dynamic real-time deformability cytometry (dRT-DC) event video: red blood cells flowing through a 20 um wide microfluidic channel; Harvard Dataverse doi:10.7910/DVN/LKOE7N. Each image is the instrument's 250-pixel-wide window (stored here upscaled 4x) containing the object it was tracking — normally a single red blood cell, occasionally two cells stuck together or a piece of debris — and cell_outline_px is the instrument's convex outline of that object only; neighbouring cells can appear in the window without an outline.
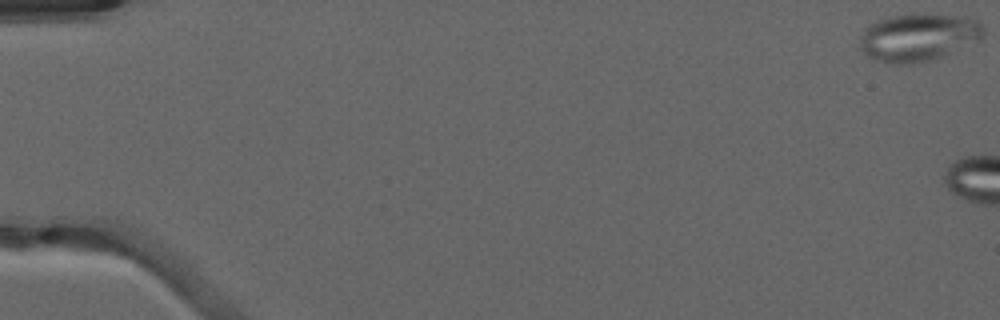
{"species": "common noctule bat (a hibernating species)", "species_latin": "Nyctalus noctula", "temperature_condition": "warm", "stored_images_in_passage": 5, "camera_frame_rate_fps": 3000, "um_per_image_px": 0.085, "animal": {"sex": "male", "forearm_length_mm": 52.5}, "frame": {"image": 1, "passage_image": 1, "time_ms": 0.0, "image_size_px": [1000, 320], "cell_outline_px": [[984, 32], [976, 40], [932, 60], [912, 64], [888, 64], [876, 60], [868, 56], [860, 48], [860, 36], [872, 24], [880, 20], [892, 16], [920, 12], [952, 16], [976, 20], [984, 28]], "centroid_in_image_um": [78.0, 3.17], "position_along_channel_um": 7.0, "area_um2": 33.76}}